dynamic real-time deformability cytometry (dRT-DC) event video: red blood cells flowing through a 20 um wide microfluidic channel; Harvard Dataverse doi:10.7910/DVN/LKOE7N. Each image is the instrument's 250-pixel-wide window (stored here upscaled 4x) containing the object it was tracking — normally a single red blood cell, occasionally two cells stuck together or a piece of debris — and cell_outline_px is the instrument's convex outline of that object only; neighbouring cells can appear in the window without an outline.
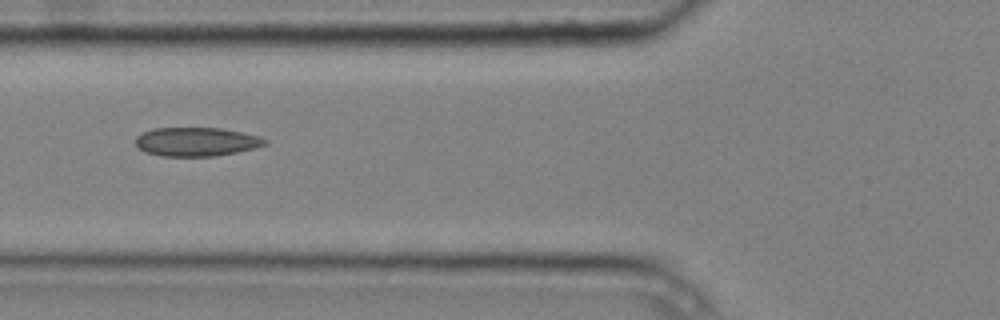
{"species": "common noctule bat (a hibernating species)", "species_latin": "Nyctalus noctula", "temperature_condition": "cold", "stored_images_in_passage": 5, "camera_frame_rate_fps": 3000, "um_per_image_px": 0.085, "animal": {"sex": "male", "body_mass_g": 20.4}, "frame": {"image": 1, "passage_image": 5, "time_ms": 1.333, "image_size_px": [1000, 320], "cell_outline_px": [[268, 144], [256, 148], [216, 156], [160, 156], [144, 152], [136, 144], [136, 136], [152, 128], [220, 128], [260, 136], [268, 140]], "centroid_in_image_um": [16.71, 12.05], "position_along_channel_um": 109.1, "area_um2": 21.79}}